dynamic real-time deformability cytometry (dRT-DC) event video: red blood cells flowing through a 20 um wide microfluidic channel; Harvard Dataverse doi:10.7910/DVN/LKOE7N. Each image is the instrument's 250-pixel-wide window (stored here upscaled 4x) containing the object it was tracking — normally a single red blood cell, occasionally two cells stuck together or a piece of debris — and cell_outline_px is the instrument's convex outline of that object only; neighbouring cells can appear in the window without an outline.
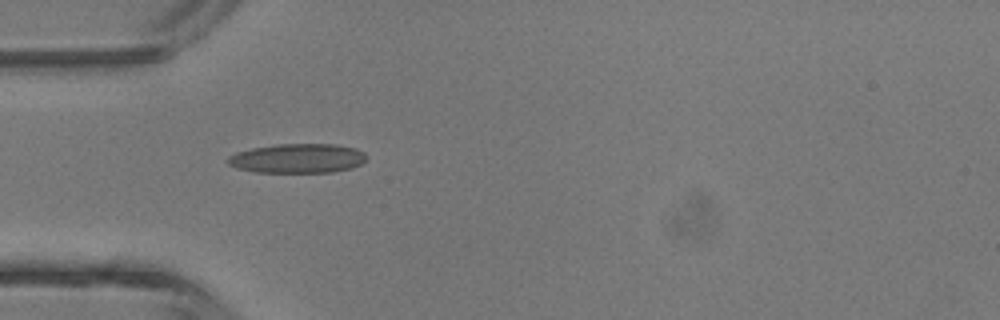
{"species": "common noctule bat (a hibernating species)", "species_latin": "Nyctalus noctula", "temperature_condition": "room temperature", "stored_images_in_passage": 2, "camera_frame_rate_fps": 3000, "um_per_image_px": 0.085, "animal": {"sex": "male", "body_mass_g": 13.3}, "frame": {"image": 1, "passage_image": 1, "time_ms": 0.0, "image_size_px": [1000, 320], "cell_outline_px": [[368, 156], [360, 164], [352, 168], [332, 172], [256, 172], [236, 168], [228, 164], [224, 160], [228, 156], [236, 152], [252, 148], [276, 144], [336, 144], [356, 148], [364, 152]], "centroid_in_image_um": [25.27, 13.46], "position_along_channel_um": 59.7, "area_um2": 23.93}}
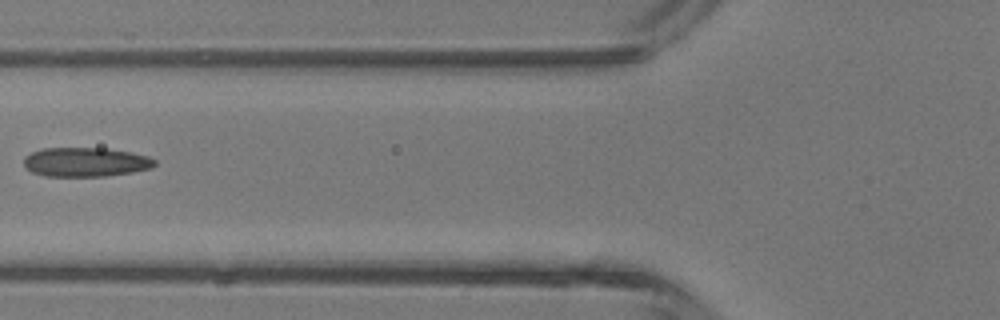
{"frame": {"image": 2, "passage_image": 2, "time_ms": 1.333, "image_size_px": [1000, 320], "cell_outline_px": [[156, 164], [152, 168], [132, 172], [104, 176], [44, 176], [32, 172], [24, 168], [24, 156], [40, 148], [104, 148], [132, 152], [148, 156], [156, 160]], "centroid_in_image_um": [7.26, 13.77], "position_along_channel_um": 118.5, "area_um2": 22.48}}